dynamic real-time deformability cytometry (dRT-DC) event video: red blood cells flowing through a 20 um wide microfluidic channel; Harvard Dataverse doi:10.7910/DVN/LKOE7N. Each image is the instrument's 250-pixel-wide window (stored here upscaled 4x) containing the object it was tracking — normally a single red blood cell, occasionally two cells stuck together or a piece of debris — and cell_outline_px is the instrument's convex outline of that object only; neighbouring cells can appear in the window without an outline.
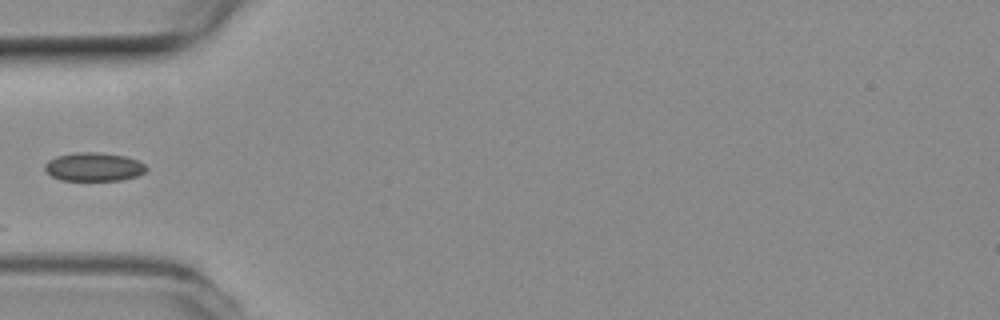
{"species": "common noctule bat (a hibernating species)", "species_latin": "Nyctalus noctula", "temperature_condition": "room temperature", "stored_images_in_passage": 12, "camera_frame_rate_fps": 3000, "um_per_image_px": 0.085, "animal": {"sex": "female", "body_mass_g": 19.3, "forearm_length_mm": 54.1}, "frame": {"image": 1, "passage_image": 1, "time_ms": 0.0, "image_size_px": [1000, 320], "cell_outline_px": [[148, 168], [144, 172], [136, 176], [120, 180], [60, 180], [52, 176], [44, 168], [44, 164], [48, 160], [56, 156], [76, 152], [96, 152], [124, 156], [136, 160], [144, 164]], "centroid_in_image_um": [7.94, 14.18], "position_along_channel_um": 77.1, "area_um2": 16.76}}
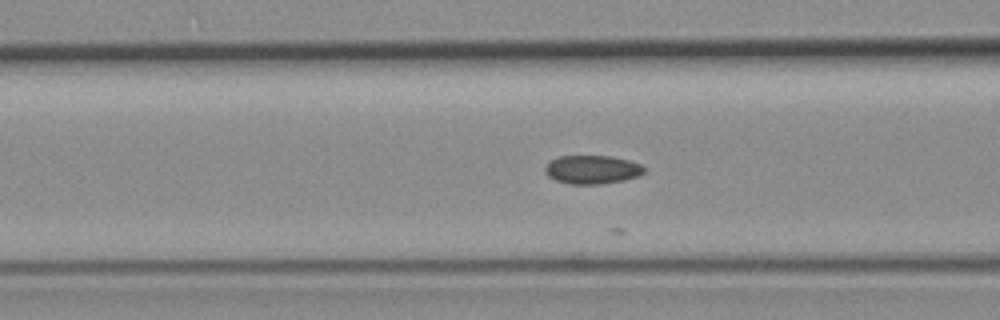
{"frame": {"image": 2, "passage_image": 4, "time_ms": 1.0, "image_size_px": [1000, 320], "cell_outline_px": [[644, 172], [640, 176], [624, 180], [600, 184], [568, 184], [556, 180], [548, 176], [544, 172], [544, 164], [548, 160], [560, 156], [612, 156], [628, 160], [640, 164], [644, 168]], "centroid_in_image_um": [50.29, 14.41], "position_along_channel_um": 116.3, "area_um2": 16.7}}
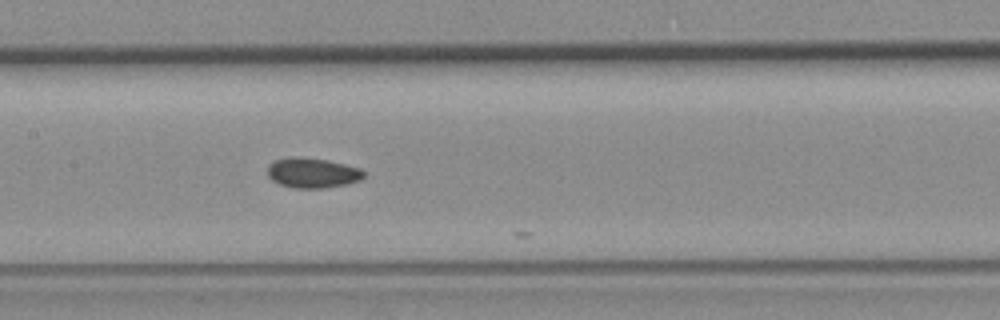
{"frame": {"image": 3, "passage_image": 9, "time_ms": 2.667, "image_size_px": [1000, 320], "cell_outline_px": [[364, 176], [360, 180], [344, 184], [324, 188], [292, 188], [280, 184], [272, 180], [268, 176], [268, 164], [276, 160], [292, 156], [296, 156], [328, 160], [360, 168], [364, 172]], "centroid_in_image_um": [26.53, 14.69], "position_along_channel_um": 180.9, "area_um2": 16.82}}